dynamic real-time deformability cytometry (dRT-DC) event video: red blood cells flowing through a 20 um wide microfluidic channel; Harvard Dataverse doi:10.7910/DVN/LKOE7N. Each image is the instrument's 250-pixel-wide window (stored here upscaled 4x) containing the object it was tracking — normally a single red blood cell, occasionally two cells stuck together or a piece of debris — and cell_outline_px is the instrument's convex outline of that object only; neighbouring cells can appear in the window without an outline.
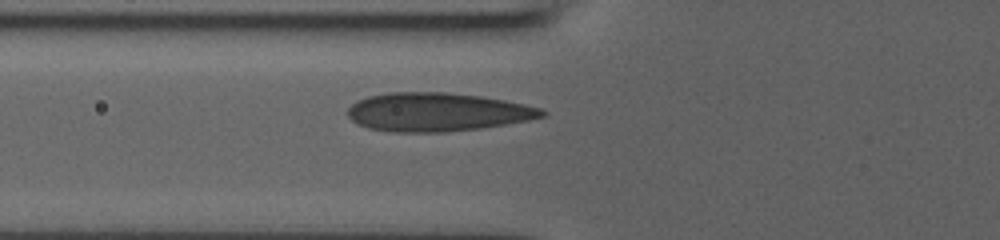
{"species": "human", "species_latin": "Homo sapiens", "temperature_condition": "room temperature", "stored_images_in_passage": 26, "camera_frame_rate_fps": 3000, "um_per_image_px": 0.085, "donor": {"sex": "male"}, "frame": {"image": 1, "passage_image": 2, "time_ms": 0.333, "image_size_px": [1000, 240], "cell_outline_px": [[548, 112], [544, 116], [528, 120], [480, 128], [444, 132], [392, 132], [368, 128], [356, 124], [348, 116], [348, 108], [356, 100], [368, 96], [388, 92], [444, 92], [480, 96], [504, 100], [544, 108]], "centroid_in_image_um": [37.15, 9.52], "position_along_channel_um": 88.7, "area_um2": 43.75}}
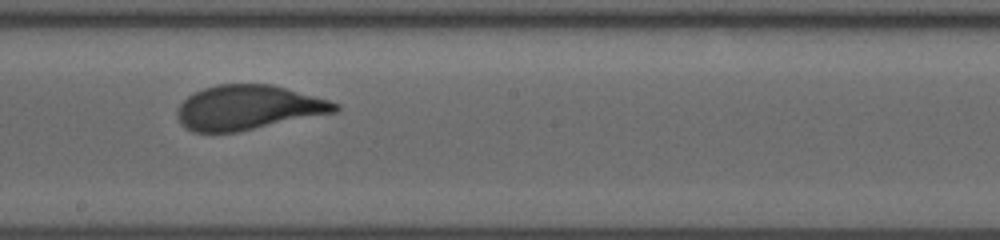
{"frame": {"image": 2, "passage_image": 12, "time_ms": 3.667, "image_size_px": [1000, 240], "cell_outline_px": [[340, 108], [336, 112], [240, 132], [192, 132], [184, 128], [180, 124], [176, 116], [176, 108], [188, 96], [204, 88], [216, 84], [272, 84], [328, 100], [340, 104]], "centroid_in_image_um": [21.07, 9.16], "position_along_channel_um": 227.1, "area_um2": 41.21}}
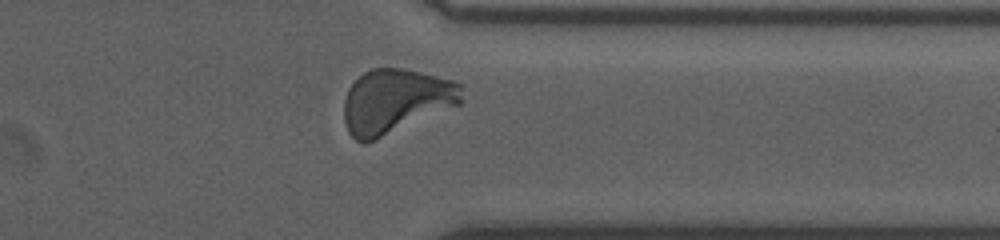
{"frame": {"image": 3, "passage_image": 23, "time_ms": 7.333, "image_size_px": [1000, 240], "cell_outline_px": [[464, 100], [460, 104], [376, 140], [364, 144], [356, 140], [348, 132], [344, 120], [344, 100], [348, 88], [364, 72], [372, 68], [400, 68], [456, 80], [464, 84]], "centroid_in_image_um": [33.66, 8.6], "position_along_channel_um": 377.7, "area_um2": 44.56}}